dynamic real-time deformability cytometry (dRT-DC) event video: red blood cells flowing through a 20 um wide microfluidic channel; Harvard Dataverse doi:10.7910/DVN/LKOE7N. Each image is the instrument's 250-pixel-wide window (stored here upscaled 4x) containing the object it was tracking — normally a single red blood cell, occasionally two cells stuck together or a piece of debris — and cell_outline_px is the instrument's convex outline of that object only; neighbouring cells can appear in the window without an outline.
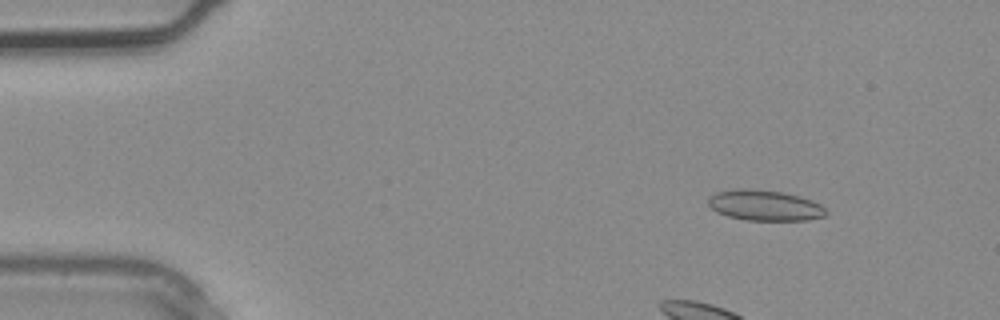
{"species": "common noctule bat (a hibernating species)", "species_latin": "Nyctalus noctula", "temperature_condition": "warm", "stored_images_in_passage": 2, "camera_frame_rate_fps": 3000, "um_per_image_px": 0.085, "animal": {"sex": "male", "body_mass_g": 20.4}, "frame": {"image": 1, "passage_image": 1, "time_ms": 0.0, "image_size_px": [1000, 320], "cell_outline_px": [[828, 212], [824, 216], [808, 220], [744, 220], [728, 216], [716, 212], [708, 204], [708, 196], [716, 192], [732, 188], [752, 188], [784, 192], [800, 196], [812, 200], [820, 204]], "centroid_in_image_um": [64.97, 17.44], "position_along_channel_um": 20.0, "area_um2": 21.33}}